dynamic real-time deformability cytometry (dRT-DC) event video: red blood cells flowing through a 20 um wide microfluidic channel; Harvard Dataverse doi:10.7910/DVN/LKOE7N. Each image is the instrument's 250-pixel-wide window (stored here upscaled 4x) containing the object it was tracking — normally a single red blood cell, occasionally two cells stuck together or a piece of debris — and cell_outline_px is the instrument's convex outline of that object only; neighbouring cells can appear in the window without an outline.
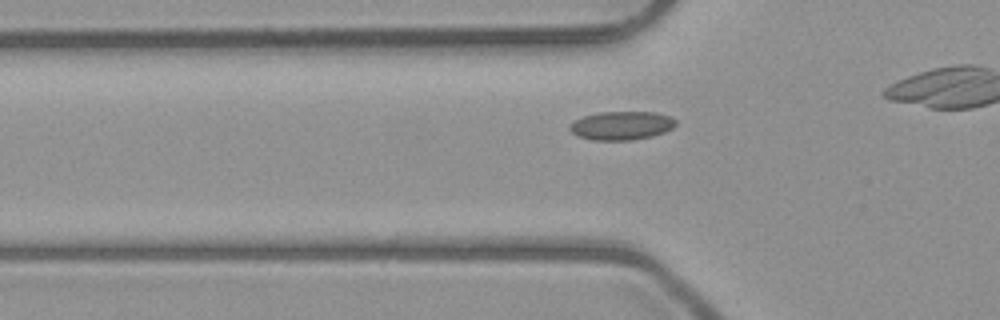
{"species": "common noctule bat (a hibernating species)", "species_latin": "Nyctalus noctula", "temperature_condition": "room temperature", "stored_images_in_passage": 9, "camera_frame_rate_fps": 3000, "um_per_image_px": 0.085, "animal": {"sex": "male", "body_mass_g": 23.1, "forearm_length_mm": 52.7}, "frame": {"image": 1, "passage_image": 6, "time_ms": 6.667, "image_size_px": [1000, 320], "cell_outline_px": [[676, 124], [672, 128], [664, 132], [652, 136], [632, 140], [592, 140], [580, 136], [572, 132], [568, 128], [568, 124], [572, 120], [584, 116], [600, 112], [656, 112], [672, 116], [676, 120]], "centroid_in_image_um": [52.83, 10.66], "position_along_channel_um": 73.0, "area_um2": 17.8}}